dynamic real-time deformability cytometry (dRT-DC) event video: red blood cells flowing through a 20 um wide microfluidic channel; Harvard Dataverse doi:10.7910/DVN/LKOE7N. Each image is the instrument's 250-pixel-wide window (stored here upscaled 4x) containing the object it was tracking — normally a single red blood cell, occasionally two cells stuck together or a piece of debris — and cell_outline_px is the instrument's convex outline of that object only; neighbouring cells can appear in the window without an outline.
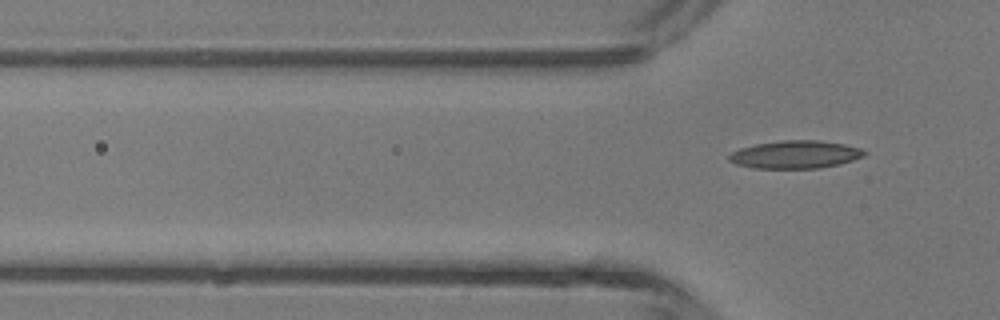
{"species": "common noctule bat (a hibernating species)", "species_latin": "Nyctalus noctula", "temperature_condition": "room temperature", "stored_images_in_passage": 5, "camera_frame_rate_fps": 3000, "um_per_image_px": 0.085, "animal": {"sex": "male", "body_mass_g": 13.3}, "frame": {"image": 1, "passage_image": 5, "time_ms": 4.667, "image_size_px": [1000, 320], "cell_outline_px": [[868, 152], [864, 156], [840, 164], [820, 168], [752, 168], [736, 164], [728, 160], [728, 156], [732, 152], [740, 148], [756, 144], [784, 140], [816, 140], [844, 144], [860, 148]], "centroid_in_image_um": [67.6, 13.14], "position_along_channel_um": 58.2, "area_um2": 21.91}}